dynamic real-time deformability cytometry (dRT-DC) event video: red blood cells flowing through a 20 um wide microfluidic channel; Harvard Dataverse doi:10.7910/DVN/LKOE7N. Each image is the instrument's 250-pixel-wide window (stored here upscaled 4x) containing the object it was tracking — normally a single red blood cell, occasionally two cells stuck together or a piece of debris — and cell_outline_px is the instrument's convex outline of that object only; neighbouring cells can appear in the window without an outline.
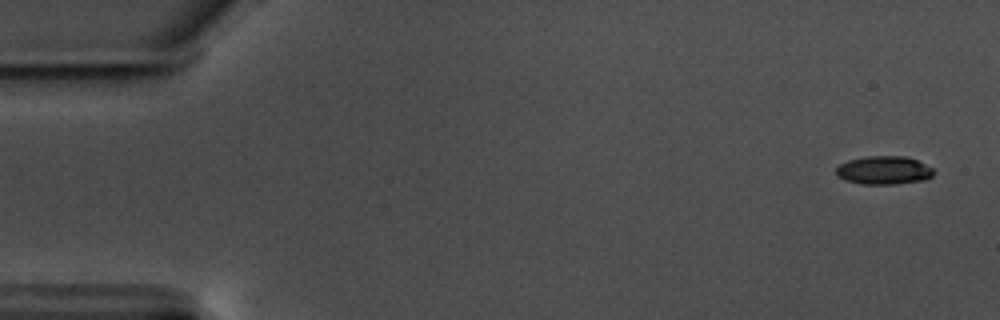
{"species": "common noctule bat (a hibernating species)", "species_latin": "Nyctalus noctula", "temperature_condition": "warm", "stored_images_in_passage": 57, "camera_frame_rate_fps": 3000, "um_per_image_px": 0.085, "animal": {"sex": "male", "body_mass_g": 17.5, "forearm_length_mm": 52.3}, "frame": {"image": 1, "passage_image": 1, "time_ms": 0.0, "image_size_px": [1000, 320], "cell_outline_px": [[932, 176], [924, 180], [896, 184], [860, 184], [844, 180], [836, 176], [836, 168], [840, 164], [848, 160], [868, 156], [904, 156], [916, 160], [932, 168]], "centroid_in_image_um": [75.08, 14.48], "position_along_channel_um": 9.9, "area_um2": 16.07}}
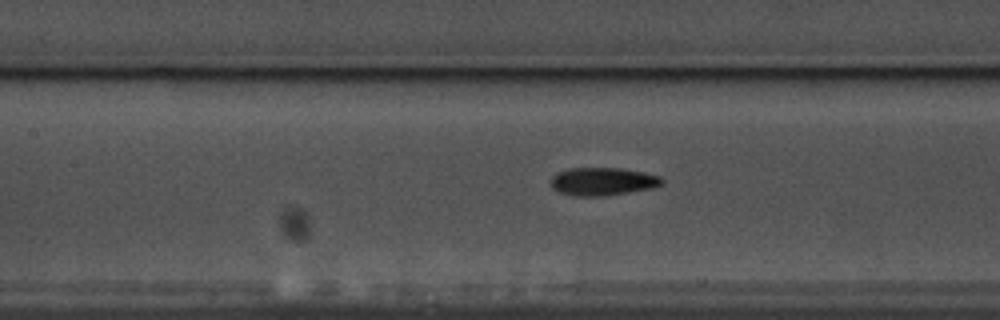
{"frame": {"image": 2, "passage_image": 25, "time_ms": 8.0, "image_size_px": [1000, 320], "cell_outline_px": [[664, 184], [652, 188], [628, 192], [600, 196], [572, 196], [560, 192], [552, 188], [552, 176], [556, 172], [568, 168], [620, 168], [644, 172], [660, 176], [664, 180]], "centroid_in_image_um": [51.23, 15.42], "position_along_channel_um": 156.2, "area_um2": 18.15}}
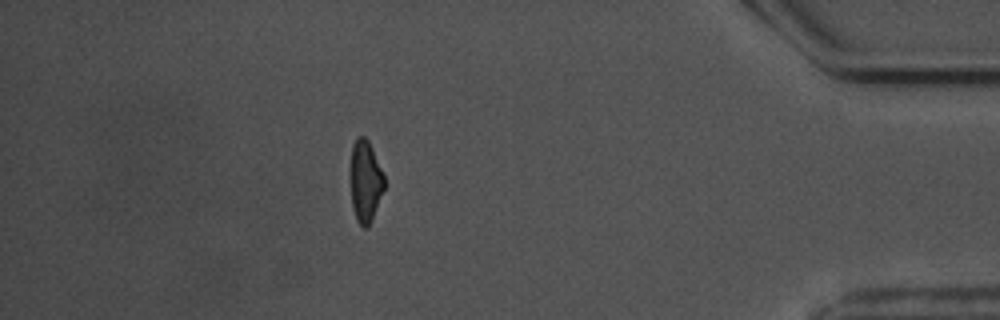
{"frame": {"image": 3, "passage_image": 50, "time_ms": 16.333, "image_size_px": [1000, 320], "cell_outline_px": [[384, 188], [372, 220], [368, 228], [364, 228], [356, 220], [352, 208], [352, 144], [356, 136], [364, 136], [368, 140], [372, 148], [384, 176]], "centroid_in_image_um": [31.07, 15.42], "position_along_channel_um": 404.1, "area_um2": 15.78}, "authors_computed_cell_mechanics": {"area_um2": 16.9932, "velocity_mm_per_s": 3.5356, "shape_relaxation_time_tau1_ms": 4.5594, "shape_relaxation_time_tau2_ms": 6.3664, "deformation_change_tau1": 0.1403, "deformation_change_tau2": 0.1465}}